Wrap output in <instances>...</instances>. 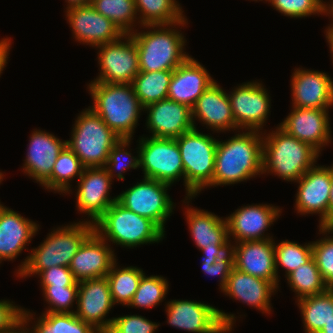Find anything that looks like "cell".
I'll list each match as a JSON object with an SVG mask.
<instances>
[{"mask_svg": "<svg viewBox=\"0 0 333 333\" xmlns=\"http://www.w3.org/2000/svg\"><path fill=\"white\" fill-rule=\"evenodd\" d=\"M333 224V164H332V180H331V189H330V199L328 207V226Z\"/></svg>", "mask_w": 333, "mask_h": 333, "instance_id": "obj_50", "label": "cell"}, {"mask_svg": "<svg viewBox=\"0 0 333 333\" xmlns=\"http://www.w3.org/2000/svg\"><path fill=\"white\" fill-rule=\"evenodd\" d=\"M93 231L94 224L89 221L54 228L37 248L31 249L29 256L18 266L16 277L38 275L53 266L69 267L73 256Z\"/></svg>", "mask_w": 333, "mask_h": 333, "instance_id": "obj_5", "label": "cell"}, {"mask_svg": "<svg viewBox=\"0 0 333 333\" xmlns=\"http://www.w3.org/2000/svg\"><path fill=\"white\" fill-rule=\"evenodd\" d=\"M110 246L95 230L84 240L69 266L77 282L107 276L118 260Z\"/></svg>", "mask_w": 333, "mask_h": 333, "instance_id": "obj_24", "label": "cell"}, {"mask_svg": "<svg viewBox=\"0 0 333 333\" xmlns=\"http://www.w3.org/2000/svg\"><path fill=\"white\" fill-rule=\"evenodd\" d=\"M286 280L295 293L296 300L323 293L328 289L314 258L289 273Z\"/></svg>", "mask_w": 333, "mask_h": 333, "instance_id": "obj_36", "label": "cell"}, {"mask_svg": "<svg viewBox=\"0 0 333 333\" xmlns=\"http://www.w3.org/2000/svg\"><path fill=\"white\" fill-rule=\"evenodd\" d=\"M195 197H186V221L195 246L204 254L203 262L215 263L218 258L225 256L231 250L228 236L227 221L223 217L196 208L189 207V200ZM188 200V201H187Z\"/></svg>", "mask_w": 333, "mask_h": 333, "instance_id": "obj_11", "label": "cell"}, {"mask_svg": "<svg viewBox=\"0 0 333 333\" xmlns=\"http://www.w3.org/2000/svg\"><path fill=\"white\" fill-rule=\"evenodd\" d=\"M139 139L136 149L139 150L143 177L170 185L183 179L185 186L184 167L176 139L152 136Z\"/></svg>", "mask_w": 333, "mask_h": 333, "instance_id": "obj_10", "label": "cell"}, {"mask_svg": "<svg viewBox=\"0 0 333 333\" xmlns=\"http://www.w3.org/2000/svg\"><path fill=\"white\" fill-rule=\"evenodd\" d=\"M38 227L35 221L0 203V263L13 261L26 250Z\"/></svg>", "mask_w": 333, "mask_h": 333, "instance_id": "obj_28", "label": "cell"}, {"mask_svg": "<svg viewBox=\"0 0 333 333\" xmlns=\"http://www.w3.org/2000/svg\"><path fill=\"white\" fill-rule=\"evenodd\" d=\"M90 4L98 13L111 20L123 34L133 33L135 24H140L134 0H94Z\"/></svg>", "mask_w": 333, "mask_h": 333, "instance_id": "obj_37", "label": "cell"}, {"mask_svg": "<svg viewBox=\"0 0 333 333\" xmlns=\"http://www.w3.org/2000/svg\"><path fill=\"white\" fill-rule=\"evenodd\" d=\"M230 91L229 100L237 128L261 131L271 108L269 92L260 81L239 84Z\"/></svg>", "mask_w": 333, "mask_h": 333, "instance_id": "obj_14", "label": "cell"}, {"mask_svg": "<svg viewBox=\"0 0 333 333\" xmlns=\"http://www.w3.org/2000/svg\"><path fill=\"white\" fill-rule=\"evenodd\" d=\"M172 74L173 70L139 71L132 86L143 107L167 98Z\"/></svg>", "mask_w": 333, "mask_h": 333, "instance_id": "obj_35", "label": "cell"}, {"mask_svg": "<svg viewBox=\"0 0 333 333\" xmlns=\"http://www.w3.org/2000/svg\"><path fill=\"white\" fill-rule=\"evenodd\" d=\"M332 180V165H315L298 181L295 210L298 214H319V226L328 227V207Z\"/></svg>", "mask_w": 333, "mask_h": 333, "instance_id": "obj_15", "label": "cell"}, {"mask_svg": "<svg viewBox=\"0 0 333 333\" xmlns=\"http://www.w3.org/2000/svg\"><path fill=\"white\" fill-rule=\"evenodd\" d=\"M93 105L89 106L121 138H132L144 107L132 84L90 82Z\"/></svg>", "mask_w": 333, "mask_h": 333, "instance_id": "obj_3", "label": "cell"}, {"mask_svg": "<svg viewBox=\"0 0 333 333\" xmlns=\"http://www.w3.org/2000/svg\"><path fill=\"white\" fill-rule=\"evenodd\" d=\"M168 283L163 276L144 274L128 307L151 309L159 305L168 292Z\"/></svg>", "mask_w": 333, "mask_h": 333, "instance_id": "obj_39", "label": "cell"}, {"mask_svg": "<svg viewBox=\"0 0 333 333\" xmlns=\"http://www.w3.org/2000/svg\"><path fill=\"white\" fill-rule=\"evenodd\" d=\"M29 324L23 317L7 331L2 333H31ZM28 326V327H27Z\"/></svg>", "mask_w": 333, "mask_h": 333, "instance_id": "obj_49", "label": "cell"}, {"mask_svg": "<svg viewBox=\"0 0 333 333\" xmlns=\"http://www.w3.org/2000/svg\"><path fill=\"white\" fill-rule=\"evenodd\" d=\"M27 146L22 172L42 186L51 177L56 159L66 146V140H61L52 133L34 129Z\"/></svg>", "mask_w": 333, "mask_h": 333, "instance_id": "obj_25", "label": "cell"}, {"mask_svg": "<svg viewBox=\"0 0 333 333\" xmlns=\"http://www.w3.org/2000/svg\"><path fill=\"white\" fill-rule=\"evenodd\" d=\"M112 179L104 167L85 168L78 179L76 208L88 216L87 221L95 223L106 210L117 201L111 198Z\"/></svg>", "mask_w": 333, "mask_h": 333, "instance_id": "obj_17", "label": "cell"}, {"mask_svg": "<svg viewBox=\"0 0 333 333\" xmlns=\"http://www.w3.org/2000/svg\"><path fill=\"white\" fill-rule=\"evenodd\" d=\"M318 227L319 234L325 237L312 241L313 258L325 284L333 289V235L330 236L333 234V229L330 226Z\"/></svg>", "mask_w": 333, "mask_h": 333, "instance_id": "obj_41", "label": "cell"}, {"mask_svg": "<svg viewBox=\"0 0 333 333\" xmlns=\"http://www.w3.org/2000/svg\"><path fill=\"white\" fill-rule=\"evenodd\" d=\"M222 88L215 81L195 102L191 108L195 128H197L195 121L198 120L203 126L206 125V128L217 133L239 130L235 123L228 93Z\"/></svg>", "mask_w": 333, "mask_h": 333, "instance_id": "obj_26", "label": "cell"}, {"mask_svg": "<svg viewBox=\"0 0 333 333\" xmlns=\"http://www.w3.org/2000/svg\"><path fill=\"white\" fill-rule=\"evenodd\" d=\"M292 108L279 126L321 154L332 140L329 109Z\"/></svg>", "mask_w": 333, "mask_h": 333, "instance_id": "obj_20", "label": "cell"}, {"mask_svg": "<svg viewBox=\"0 0 333 333\" xmlns=\"http://www.w3.org/2000/svg\"><path fill=\"white\" fill-rule=\"evenodd\" d=\"M121 137L111 130L89 106L80 112L66 145L85 168L104 167L112 147Z\"/></svg>", "mask_w": 333, "mask_h": 333, "instance_id": "obj_7", "label": "cell"}, {"mask_svg": "<svg viewBox=\"0 0 333 333\" xmlns=\"http://www.w3.org/2000/svg\"><path fill=\"white\" fill-rule=\"evenodd\" d=\"M263 134V174L269 173L285 181L296 182L316 165L320 153L289 135L279 125L275 131Z\"/></svg>", "mask_w": 333, "mask_h": 333, "instance_id": "obj_4", "label": "cell"}, {"mask_svg": "<svg viewBox=\"0 0 333 333\" xmlns=\"http://www.w3.org/2000/svg\"><path fill=\"white\" fill-rule=\"evenodd\" d=\"M238 130L230 139H218L212 182L206 187L233 185L263 175V133Z\"/></svg>", "mask_w": 333, "mask_h": 333, "instance_id": "obj_1", "label": "cell"}, {"mask_svg": "<svg viewBox=\"0 0 333 333\" xmlns=\"http://www.w3.org/2000/svg\"><path fill=\"white\" fill-rule=\"evenodd\" d=\"M96 48L100 72L91 82L132 84L139 73L138 49L132 35L124 34Z\"/></svg>", "mask_w": 333, "mask_h": 333, "instance_id": "obj_13", "label": "cell"}, {"mask_svg": "<svg viewBox=\"0 0 333 333\" xmlns=\"http://www.w3.org/2000/svg\"><path fill=\"white\" fill-rule=\"evenodd\" d=\"M66 20L75 41L92 47L111 43L124 35L108 18L98 13L91 4L66 9Z\"/></svg>", "mask_w": 333, "mask_h": 333, "instance_id": "obj_19", "label": "cell"}, {"mask_svg": "<svg viewBox=\"0 0 333 333\" xmlns=\"http://www.w3.org/2000/svg\"><path fill=\"white\" fill-rule=\"evenodd\" d=\"M319 333H333V319H331L327 324H324V327Z\"/></svg>", "mask_w": 333, "mask_h": 333, "instance_id": "obj_54", "label": "cell"}, {"mask_svg": "<svg viewBox=\"0 0 333 333\" xmlns=\"http://www.w3.org/2000/svg\"><path fill=\"white\" fill-rule=\"evenodd\" d=\"M94 230L105 241L124 248L159 243L165 236L155 222L132 212L118 201L94 223Z\"/></svg>", "mask_w": 333, "mask_h": 333, "instance_id": "obj_6", "label": "cell"}, {"mask_svg": "<svg viewBox=\"0 0 333 333\" xmlns=\"http://www.w3.org/2000/svg\"><path fill=\"white\" fill-rule=\"evenodd\" d=\"M170 184L144 178L117 195V201L132 212L149 218L164 232L166 221L173 213L174 202L167 193Z\"/></svg>", "mask_w": 333, "mask_h": 333, "instance_id": "obj_12", "label": "cell"}, {"mask_svg": "<svg viewBox=\"0 0 333 333\" xmlns=\"http://www.w3.org/2000/svg\"><path fill=\"white\" fill-rule=\"evenodd\" d=\"M275 269L279 272V267L285 269V277L298 268L304 265L313 258L312 242L299 244L295 241L283 240L280 243H275Z\"/></svg>", "mask_w": 333, "mask_h": 333, "instance_id": "obj_38", "label": "cell"}, {"mask_svg": "<svg viewBox=\"0 0 333 333\" xmlns=\"http://www.w3.org/2000/svg\"><path fill=\"white\" fill-rule=\"evenodd\" d=\"M23 308L10 300H0V333L7 331L22 318Z\"/></svg>", "mask_w": 333, "mask_h": 333, "instance_id": "obj_47", "label": "cell"}, {"mask_svg": "<svg viewBox=\"0 0 333 333\" xmlns=\"http://www.w3.org/2000/svg\"><path fill=\"white\" fill-rule=\"evenodd\" d=\"M252 1H255V2H256V1H258V0H252ZM259 1H263V0H259ZM265 1H266V3H267L268 0H265Z\"/></svg>", "mask_w": 333, "mask_h": 333, "instance_id": "obj_56", "label": "cell"}, {"mask_svg": "<svg viewBox=\"0 0 333 333\" xmlns=\"http://www.w3.org/2000/svg\"><path fill=\"white\" fill-rule=\"evenodd\" d=\"M291 77L292 107L330 109L333 106V81L328 74L299 67Z\"/></svg>", "mask_w": 333, "mask_h": 333, "instance_id": "obj_22", "label": "cell"}, {"mask_svg": "<svg viewBox=\"0 0 333 333\" xmlns=\"http://www.w3.org/2000/svg\"><path fill=\"white\" fill-rule=\"evenodd\" d=\"M144 111L152 137L175 139L195 128L191 108L169 98L147 105Z\"/></svg>", "mask_w": 333, "mask_h": 333, "instance_id": "obj_23", "label": "cell"}, {"mask_svg": "<svg viewBox=\"0 0 333 333\" xmlns=\"http://www.w3.org/2000/svg\"><path fill=\"white\" fill-rule=\"evenodd\" d=\"M134 3L141 26L173 24L186 17L176 0H134Z\"/></svg>", "mask_w": 333, "mask_h": 333, "instance_id": "obj_34", "label": "cell"}, {"mask_svg": "<svg viewBox=\"0 0 333 333\" xmlns=\"http://www.w3.org/2000/svg\"><path fill=\"white\" fill-rule=\"evenodd\" d=\"M46 304H49L43 313H75L73 307L77 301L79 283L76 281L72 286H41Z\"/></svg>", "mask_w": 333, "mask_h": 333, "instance_id": "obj_42", "label": "cell"}, {"mask_svg": "<svg viewBox=\"0 0 333 333\" xmlns=\"http://www.w3.org/2000/svg\"><path fill=\"white\" fill-rule=\"evenodd\" d=\"M325 15L329 16L332 19L333 22V0L330 1V4L325 3ZM331 22V24H333Z\"/></svg>", "mask_w": 333, "mask_h": 333, "instance_id": "obj_53", "label": "cell"}, {"mask_svg": "<svg viewBox=\"0 0 333 333\" xmlns=\"http://www.w3.org/2000/svg\"><path fill=\"white\" fill-rule=\"evenodd\" d=\"M301 311L305 333H319L333 319V289L296 301Z\"/></svg>", "mask_w": 333, "mask_h": 333, "instance_id": "obj_31", "label": "cell"}, {"mask_svg": "<svg viewBox=\"0 0 333 333\" xmlns=\"http://www.w3.org/2000/svg\"><path fill=\"white\" fill-rule=\"evenodd\" d=\"M85 167L75 153L66 145L59 153L51 177L41 186L57 193L70 194L74 178H79Z\"/></svg>", "mask_w": 333, "mask_h": 333, "instance_id": "obj_32", "label": "cell"}, {"mask_svg": "<svg viewBox=\"0 0 333 333\" xmlns=\"http://www.w3.org/2000/svg\"><path fill=\"white\" fill-rule=\"evenodd\" d=\"M175 139L184 167L186 197H196L213 180L218 140L197 128Z\"/></svg>", "mask_w": 333, "mask_h": 333, "instance_id": "obj_8", "label": "cell"}, {"mask_svg": "<svg viewBox=\"0 0 333 333\" xmlns=\"http://www.w3.org/2000/svg\"><path fill=\"white\" fill-rule=\"evenodd\" d=\"M133 138H120L109 152L108 160L104 166L111 179L124 180V172L130 169H139V150L137 155L133 156L127 149Z\"/></svg>", "mask_w": 333, "mask_h": 333, "instance_id": "obj_40", "label": "cell"}, {"mask_svg": "<svg viewBox=\"0 0 333 333\" xmlns=\"http://www.w3.org/2000/svg\"><path fill=\"white\" fill-rule=\"evenodd\" d=\"M281 210L279 206L272 204H252L239 207L231 215L225 217L230 242H232L231 237L235 243L273 238L265 231L281 216Z\"/></svg>", "mask_w": 333, "mask_h": 333, "instance_id": "obj_18", "label": "cell"}, {"mask_svg": "<svg viewBox=\"0 0 333 333\" xmlns=\"http://www.w3.org/2000/svg\"><path fill=\"white\" fill-rule=\"evenodd\" d=\"M25 308L22 317L29 323L37 319L31 333H100L91 324L79 319L75 313H42L38 318Z\"/></svg>", "mask_w": 333, "mask_h": 333, "instance_id": "obj_30", "label": "cell"}, {"mask_svg": "<svg viewBox=\"0 0 333 333\" xmlns=\"http://www.w3.org/2000/svg\"><path fill=\"white\" fill-rule=\"evenodd\" d=\"M202 271L211 276H219V285L221 292L226 286L228 277L234 268V255L232 250H230L225 256L218 258L215 263L213 262H203Z\"/></svg>", "mask_w": 333, "mask_h": 333, "instance_id": "obj_45", "label": "cell"}, {"mask_svg": "<svg viewBox=\"0 0 333 333\" xmlns=\"http://www.w3.org/2000/svg\"><path fill=\"white\" fill-rule=\"evenodd\" d=\"M215 81L202 64L189 56L173 70L167 98L192 108Z\"/></svg>", "mask_w": 333, "mask_h": 333, "instance_id": "obj_27", "label": "cell"}, {"mask_svg": "<svg viewBox=\"0 0 333 333\" xmlns=\"http://www.w3.org/2000/svg\"><path fill=\"white\" fill-rule=\"evenodd\" d=\"M3 178H4V174L0 171V184L1 182L3 181ZM1 203V202H0Z\"/></svg>", "mask_w": 333, "mask_h": 333, "instance_id": "obj_55", "label": "cell"}, {"mask_svg": "<svg viewBox=\"0 0 333 333\" xmlns=\"http://www.w3.org/2000/svg\"><path fill=\"white\" fill-rule=\"evenodd\" d=\"M269 4L284 16L305 18L311 15H325L323 0H268Z\"/></svg>", "mask_w": 333, "mask_h": 333, "instance_id": "obj_43", "label": "cell"}, {"mask_svg": "<svg viewBox=\"0 0 333 333\" xmlns=\"http://www.w3.org/2000/svg\"><path fill=\"white\" fill-rule=\"evenodd\" d=\"M11 39L9 38H2L0 40V75L3 73L2 71L5 69L6 64L8 63V56L10 55L11 49Z\"/></svg>", "mask_w": 333, "mask_h": 333, "instance_id": "obj_48", "label": "cell"}, {"mask_svg": "<svg viewBox=\"0 0 333 333\" xmlns=\"http://www.w3.org/2000/svg\"><path fill=\"white\" fill-rule=\"evenodd\" d=\"M234 268L251 276L270 281L277 289L279 277L275 269L274 240H249L231 244Z\"/></svg>", "mask_w": 333, "mask_h": 333, "instance_id": "obj_21", "label": "cell"}, {"mask_svg": "<svg viewBox=\"0 0 333 333\" xmlns=\"http://www.w3.org/2000/svg\"><path fill=\"white\" fill-rule=\"evenodd\" d=\"M40 277L41 286H72L76 280L66 266H53L45 269L38 274Z\"/></svg>", "mask_w": 333, "mask_h": 333, "instance_id": "obj_46", "label": "cell"}, {"mask_svg": "<svg viewBox=\"0 0 333 333\" xmlns=\"http://www.w3.org/2000/svg\"><path fill=\"white\" fill-rule=\"evenodd\" d=\"M187 24L185 17L173 24L140 26L147 31L135 29L131 35L138 49L139 71L175 70L182 64L189 57L184 51L187 40L181 32ZM176 26H181L180 30Z\"/></svg>", "mask_w": 333, "mask_h": 333, "instance_id": "obj_2", "label": "cell"}, {"mask_svg": "<svg viewBox=\"0 0 333 333\" xmlns=\"http://www.w3.org/2000/svg\"><path fill=\"white\" fill-rule=\"evenodd\" d=\"M278 290L270 281L251 276L233 268L222 293L234 300L256 308L263 314L271 313V296Z\"/></svg>", "mask_w": 333, "mask_h": 333, "instance_id": "obj_29", "label": "cell"}, {"mask_svg": "<svg viewBox=\"0 0 333 333\" xmlns=\"http://www.w3.org/2000/svg\"><path fill=\"white\" fill-rule=\"evenodd\" d=\"M117 260L112 264L110 271L107 274V280L115 305L121 304L128 306L133 299L135 292L138 289L139 282L145 274L141 268L128 266L118 267Z\"/></svg>", "mask_w": 333, "mask_h": 333, "instance_id": "obj_33", "label": "cell"}, {"mask_svg": "<svg viewBox=\"0 0 333 333\" xmlns=\"http://www.w3.org/2000/svg\"><path fill=\"white\" fill-rule=\"evenodd\" d=\"M65 2L67 3L66 9L74 6H85L90 4L89 0H65Z\"/></svg>", "mask_w": 333, "mask_h": 333, "instance_id": "obj_52", "label": "cell"}, {"mask_svg": "<svg viewBox=\"0 0 333 333\" xmlns=\"http://www.w3.org/2000/svg\"><path fill=\"white\" fill-rule=\"evenodd\" d=\"M165 308L170 326L193 333H230L237 318L194 300H171Z\"/></svg>", "mask_w": 333, "mask_h": 333, "instance_id": "obj_9", "label": "cell"}, {"mask_svg": "<svg viewBox=\"0 0 333 333\" xmlns=\"http://www.w3.org/2000/svg\"><path fill=\"white\" fill-rule=\"evenodd\" d=\"M325 38L330 48V54L333 61V24L328 25L325 30ZM333 63V62H332Z\"/></svg>", "mask_w": 333, "mask_h": 333, "instance_id": "obj_51", "label": "cell"}, {"mask_svg": "<svg viewBox=\"0 0 333 333\" xmlns=\"http://www.w3.org/2000/svg\"><path fill=\"white\" fill-rule=\"evenodd\" d=\"M77 308L75 315L91 324L100 333H106L113 318L105 317L115 305L112 300L107 277L88 279L78 282Z\"/></svg>", "mask_w": 333, "mask_h": 333, "instance_id": "obj_16", "label": "cell"}, {"mask_svg": "<svg viewBox=\"0 0 333 333\" xmlns=\"http://www.w3.org/2000/svg\"><path fill=\"white\" fill-rule=\"evenodd\" d=\"M159 324L140 315L114 317L106 333H155Z\"/></svg>", "mask_w": 333, "mask_h": 333, "instance_id": "obj_44", "label": "cell"}]
</instances>
